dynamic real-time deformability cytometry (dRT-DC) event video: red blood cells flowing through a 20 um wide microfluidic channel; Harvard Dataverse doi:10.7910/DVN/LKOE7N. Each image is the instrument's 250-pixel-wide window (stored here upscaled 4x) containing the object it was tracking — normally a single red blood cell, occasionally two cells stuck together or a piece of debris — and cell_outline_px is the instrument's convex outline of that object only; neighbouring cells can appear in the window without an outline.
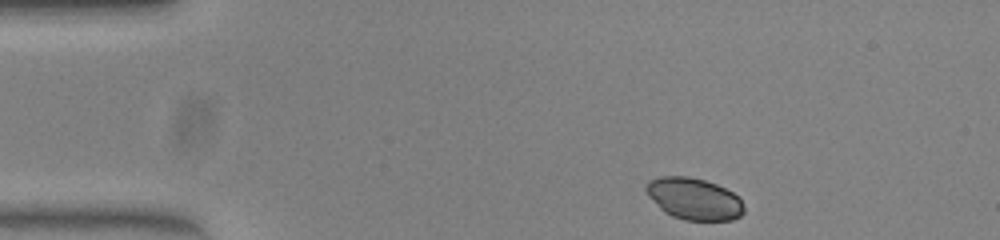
{"species": "common noctule bat (a hibernating species)", "species_latin": "Nyctalus noctula", "temperature_condition": "warm", "stored_images_in_passage": 44, "camera_frame_rate_fps": 3000, "um_per_image_px": 0.085, "animal": {"sex": "female", "body_mass_g": 23.0, "forearm_length_mm": 53.4}, "frame": {"image": 1, "passage_image": 1, "time_ms": 0.0, "image_size_px": [1000, 240], "cell_outline_px": [[744, 212], [740, 216], [732, 220], [684, 220], [672, 216], [664, 212], [648, 196], [644, 188], [648, 180], [660, 176], [688, 176], [704, 180], [716, 184], [732, 192], [740, 200], [744, 208]], "centroid_in_image_um": [58.95, 16.89], "position_along_channel_um": 26.1, "area_um2": 23.81}}
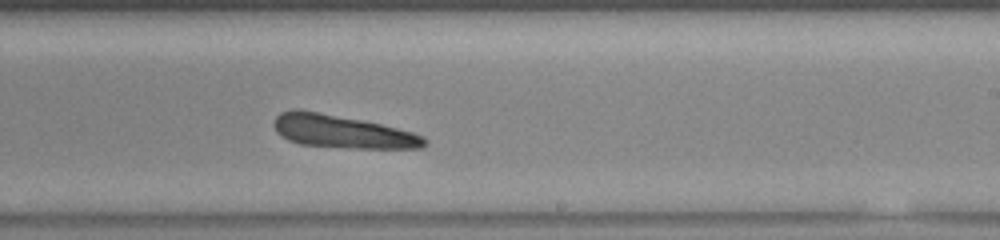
{"frame": {"image": 2, "passage_image": 24, "time_ms": 7.667, "image_size_px": [1000, 240], "cell_outline_px": [[428, 144], [424, 148], [348, 148], [300, 144], [288, 140], [276, 132], [272, 124], [276, 116], [280, 112], [292, 108], [300, 108], [380, 124], [412, 132], [424, 136], [428, 140]], "centroid_in_image_um": [29.06, 11.18], "position_along_channel_um": 259.9, "area_um2": 29.13}}
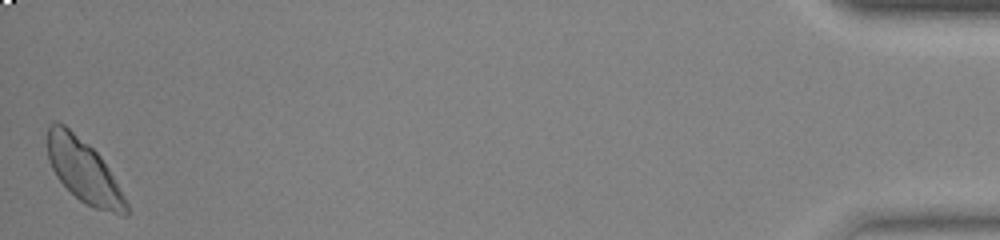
{"frame": {"image": 3, "passage_image": 44, "time_ms": 14.333, "image_size_px": [1000, 240], "cell_outline_px": [[128, 216], [124, 216], [96, 208], [80, 200], [56, 176], [48, 160], [48, 124], [56, 120], [64, 124], [88, 144], [100, 156], [108, 168], [124, 196], [128, 204]], "centroid_in_image_um": [7.1, 14.5], "position_along_channel_um": 428.1, "area_um2": 28.5}, "authors_computed_cell_mechanics": {"area_um2": 28.5243, "velocity_mm_per_s": 3.9571, "shape_relaxation_time_tau1_ms": 3.671, "shape_relaxation_time_tau2_ms": 3.2453, "deformation_change_tau1": null, "deformation_change_tau2": 0.1448}}